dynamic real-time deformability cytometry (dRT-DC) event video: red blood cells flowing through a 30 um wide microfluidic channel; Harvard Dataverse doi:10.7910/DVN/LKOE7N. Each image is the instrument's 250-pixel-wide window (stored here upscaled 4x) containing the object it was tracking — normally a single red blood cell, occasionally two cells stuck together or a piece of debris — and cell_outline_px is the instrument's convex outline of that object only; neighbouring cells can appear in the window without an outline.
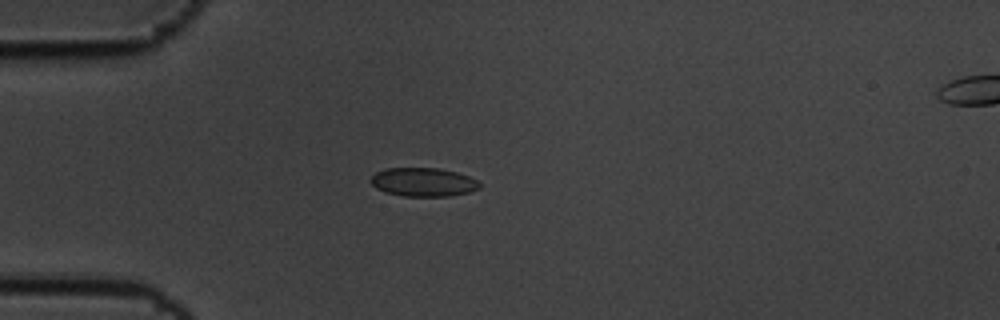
{"species": "common noctule bat (a hibernating species)", "species_latin": "Nyctalus noctula", "temperature_condition": "cold", "stored_images_in_passage": 5, "camera_frame_rate_fps": 3000, "um_per_image_px": 0.085, "animal": {"sex": "male", "body_mass_g": 19.5, "forearm_length_mm": 54.6}, "frame": {"image": 1, "passage_image": 4, "time_ms": 1.0, "image_size_px": [1000, 320], "cell_outline_px": [[480, 188], [468, 192], [448, 196], [404, 196], [384, 192], [376, 188], [368, 180], [376, 172], [384, 168], [440, 168], [456, 172], [468, 176], [476, 180], [480, 184]], "centroid_in_image_um": [35.94, 15.47], "position_along_channel_um": 49.1, "area_um2": 18.21}}